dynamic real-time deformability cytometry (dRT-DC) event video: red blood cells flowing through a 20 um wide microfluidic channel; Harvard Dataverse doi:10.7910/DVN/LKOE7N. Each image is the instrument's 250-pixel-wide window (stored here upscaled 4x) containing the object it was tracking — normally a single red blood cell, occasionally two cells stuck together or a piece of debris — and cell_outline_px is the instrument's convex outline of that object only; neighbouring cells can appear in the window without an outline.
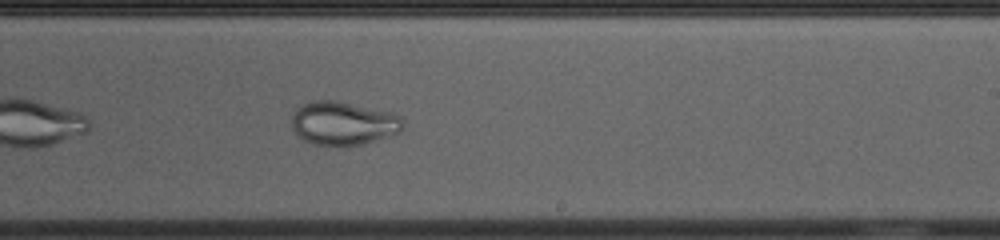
{"species": "common noctule bat (a hibernating species)", "species_latin": "Nyctalus noctula", "temperature_condition": "cold", "stored_images_in_passage": 24, "camera_frame_rate_fps": 3000, "um_per_image_px": 0.085, "animal": {"sex": "female", "body_mass_g": 23.0, "forearm_length_mm": 53.4}, "frame": {"image": 1, "passage_image": 21, "time_ms": 6.667, "image_size_px": [1000, 240], "cell_outline_px": [[376, 120], [368, 136], [364, 140], [348, 144], [332, 144], [312, 140], [304, 136], [296, 128], [296, 116], [308, 104], [340, 104], [372, 116]], "centroid_in_image_um": [28.39, 10.53], "position_along_channel_um": 260.6, "area_um2": 18.15}}